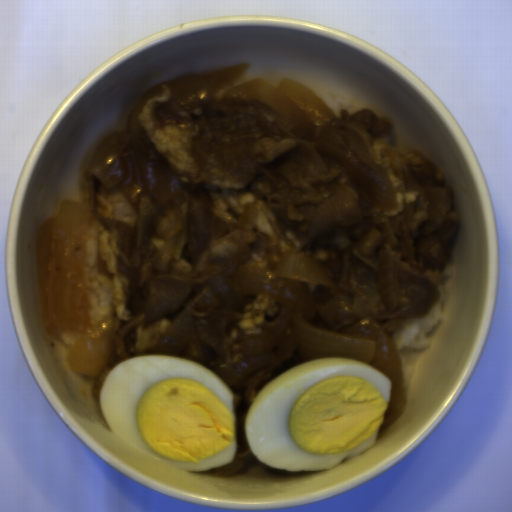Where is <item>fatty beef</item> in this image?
<instances>
[{
    "instance_id": "8fa450e3",
    "label": "fatty beef",
    "mask_w": 512,
    "mask_h": 512,
    "mask_svg": "<svg viewBox=\"0 0 512 512\" xmlns=\"http://www.w3.org/2000/svg\"><path fill=\"white\" fill-rule=\"evenodd\" d=\"M248 64L164 80L143 92L124 128L83 176L98 271L112 283L110 371L141 356L241 362L283 304L240 295V267L274 270L284 252L319 263L333 288L302 281L307 324L350 330L370 318L391 338L438 303L458 213L439 169L390 144L393 122L358 107L300 127L237 84ZM122 193L133 223L113 217ZM402 255L399 299L383 307L380 249Z\"/></svg>"
},
{
    "instance_id": "1bbc456c",
    "label": "fatty beef",
    "mask_w": 512,
    "mask_h": 512,
    "mask_svg": "<svg viewBox=\"0 0 512 512\" xmlns=\"http://www.w3.org/2000/svg\"><path fill=\"white\" fill-rule=\"evenodd\" d=\"M312 360L303 358L296 350L291 358L275 362L272 366L260 368L244 376L236 385L228 388L231 392L235 421V453L232 461L211 468L216 475H229L236 472L253 458L257 457L245 435V420L249 408L257 395L272 380L290 369Z\"/></svg>"
}]
</instances>
